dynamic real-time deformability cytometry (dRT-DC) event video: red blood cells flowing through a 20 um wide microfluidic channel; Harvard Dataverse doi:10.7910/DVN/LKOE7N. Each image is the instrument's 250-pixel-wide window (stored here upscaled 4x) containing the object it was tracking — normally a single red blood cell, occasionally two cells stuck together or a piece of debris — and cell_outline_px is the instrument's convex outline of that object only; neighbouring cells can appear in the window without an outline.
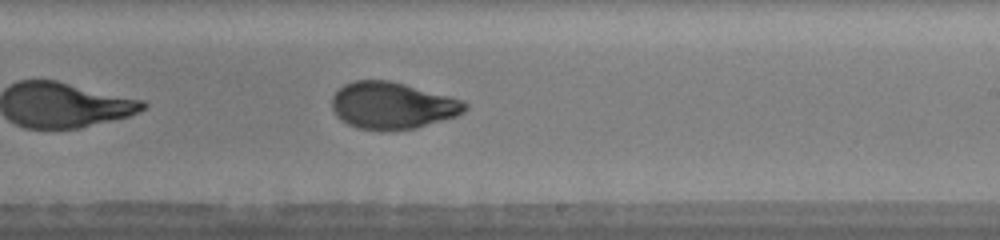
{"species": "human", "species_latin": "Homo sapiens", "temperature_condition": "warm", "stored_images_in_passage": 33, "camera_frame_rate_fps": 3000, "um_per_image_px": 0.085, "donor": {"sex": "male"}, "frame": {"image": 1, "passage_image": 15, "time_ms": 4.667, "image_size_px": [1000, 240], "cell_outline_px": [[468, 108], [464, 112], [456, 116], [416, 128], [356, 128], [340, 120], [336, 116], [332, 108], [332, 96], [344, 84], [356, 80], [388, 80], [404, 84], [464, 100], [468, 104]], "centroid_in_image_um": [33.35, 8.94], "position_along_channel_um": 255.6, "area_um2": 35.78}, "authors_computed_cell_mechanics": {"area_um2": 36.3562, "velocity_mm_per_s": 3.9735, "shape_relaxation_time_tau1_ms": 6.4447, "shape_relaxation_time_tau2_ms": 1.0372, "deformation_change_tau1": 0.2322, "deformation_change_tau2": 0.0619}}